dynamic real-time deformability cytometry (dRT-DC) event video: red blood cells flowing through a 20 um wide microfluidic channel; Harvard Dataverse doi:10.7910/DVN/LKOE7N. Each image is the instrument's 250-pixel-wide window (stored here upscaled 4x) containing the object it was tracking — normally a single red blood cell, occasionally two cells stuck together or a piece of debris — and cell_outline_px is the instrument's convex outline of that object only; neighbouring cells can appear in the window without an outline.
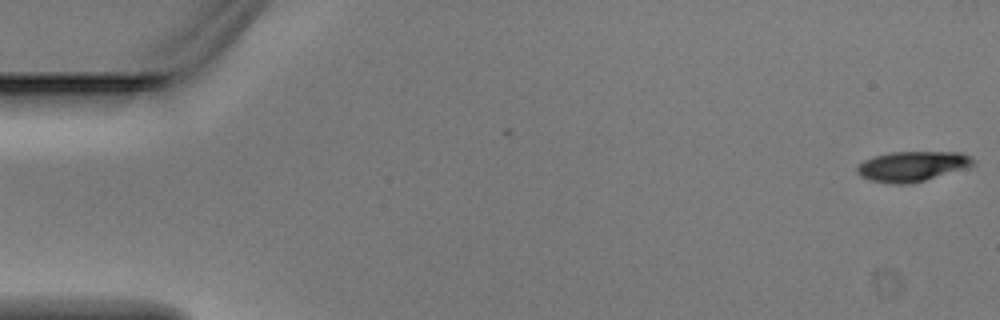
{"species": "Egyptian fruit bat (a non-hibernating species)", "species_latin": "Rousettus aegyptiacus", "temperature_condition": "warm", "stored_images_in_passage": 4, "segment_of_instrument_passage": [2, 2], "camera_frame_rate_fps": 3000, "um_per_image_px": 0.085, "animal": {"sex": "male"}, "frame": {"image": 1, "passage_image": 4, "time_ms": 1.0, "image_size_px": [1000, 320], "cell_outline_px": [[976, 164], [968, 168], [912, 184], [892, 184], [868, 180], [860, 176], [856, 172], [856, 168], [864, 160], [876, 156], [892, 152], [960, 152], [972, 156], [976, 160]], "centroid_in_image_um": [77.59, 14.15], "position_along_channel_um": 7.4, "area_um2": 20.69}}